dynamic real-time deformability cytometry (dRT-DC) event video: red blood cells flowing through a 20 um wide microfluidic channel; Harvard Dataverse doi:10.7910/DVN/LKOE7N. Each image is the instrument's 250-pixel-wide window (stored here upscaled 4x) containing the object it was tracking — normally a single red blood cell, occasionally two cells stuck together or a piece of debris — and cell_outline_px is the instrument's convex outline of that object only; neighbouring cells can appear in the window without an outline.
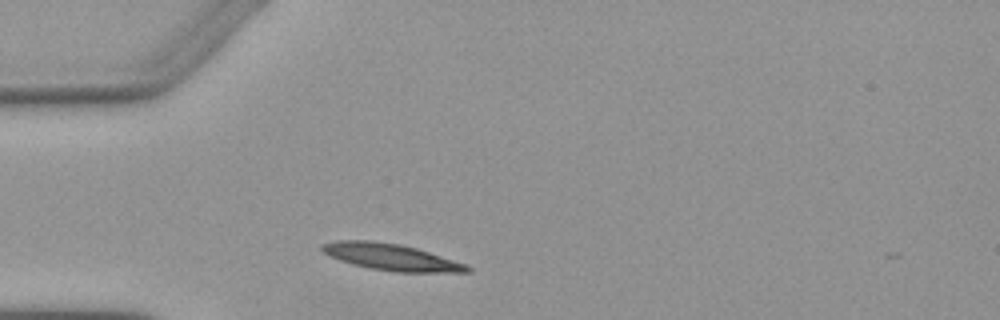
{"species": "Egyptian fruit bat (a non-hibernating species)", "species_latin": "Rousettus aegyptiacus", "temperature_condition": "warm", "stored_images_in_passage": 1, "camera_frame_rate_fps": 3000, "um_per_image_px": 0.085, "animal": {"sex": "female"}, "frame": {"image": 1, "passage_image": 1, "time_ms": 0.0, "image_size_px": [1000, 320], "cell_outline_px": [[472, 272], [392, 272], [352, 264], [328, 256], [320, 248], [320, 244], [336, 240], [372, 240], [400, 244], [416, 248], [468, 264], [472, 268]], "centroid_in_image_um": [33.25, 21.84], "position_along_channel_um": 51.8, "area_um2": 22.66}}